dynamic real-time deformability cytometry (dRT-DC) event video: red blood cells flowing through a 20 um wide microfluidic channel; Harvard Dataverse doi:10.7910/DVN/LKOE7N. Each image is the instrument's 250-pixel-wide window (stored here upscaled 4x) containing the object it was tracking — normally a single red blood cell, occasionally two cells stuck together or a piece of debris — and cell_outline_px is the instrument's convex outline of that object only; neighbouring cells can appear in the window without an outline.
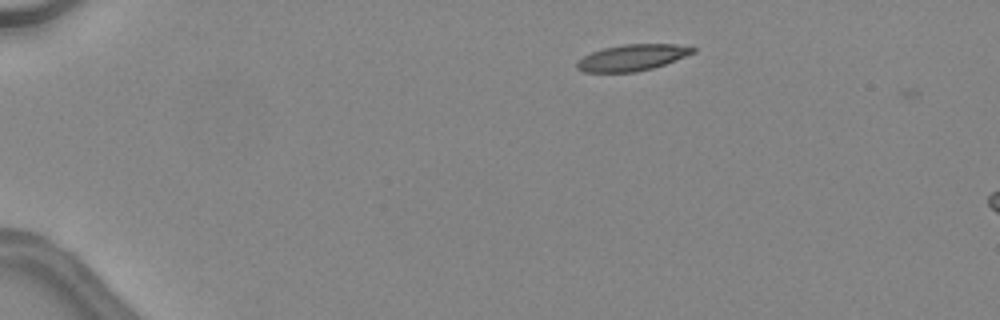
{"species": "common noctule bat (a hibernating species)", "species_latin": "Nyctalus noctula", "temperature_condition": "warm", "stored_images_in_passage": 3, "camera_frame_rate_fps": 3000, "um_per_image_px": 0.085, "animal": {"sex": "female", "body_mass_g": 24.6, "forearm_length_mm": 56.2}, "frame": {"image": 1, "passage_image": 2, "time_ms": 0.333, "image_size_px": [1000, 320], "cell_outline_px": [[696, 52], [664, 64], [652, 68], [636, 72], [584, 72], [576, 68], [576, 60], [592, 52], [604, 48], [624, 44], [676, 44], [696, 48]], "centroid_in_image_um": [53.71, 4.89], "position_along_channel_um": 31.3, "area_um2": 17.69}}